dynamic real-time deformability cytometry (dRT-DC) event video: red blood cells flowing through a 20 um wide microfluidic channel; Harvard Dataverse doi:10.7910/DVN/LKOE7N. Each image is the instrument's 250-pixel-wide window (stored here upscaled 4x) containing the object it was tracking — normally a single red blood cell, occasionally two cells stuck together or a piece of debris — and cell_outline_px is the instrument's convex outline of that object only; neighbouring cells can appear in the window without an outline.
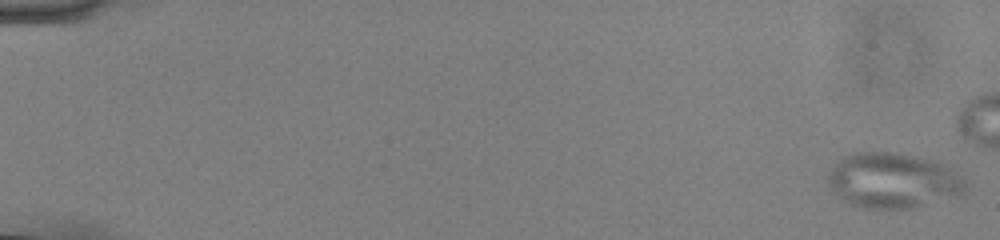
{"species": "common noctule bat (a hibernating species)", "species_latin": "Nyctalus noctula", "temperature_condition": "cold", "stored_images_in_passage": 47, "camera_frame_rate_fps": 3000, "um_per_image_px": 0.085, "animal": {"sex": "male", "body_mass_g": 13.0, "forearm_length_mm": 53.1}, "frame": {"image": 1, "passage_image": 1, "time_ms": 0.0, "image_size_px": [1000, 240], "cell_outline_px": [[968, 188], [964, 192], [956, 196], [912, 208], [864, 208], [852, 204], [844, 200], [828, 184], [828, 176], [832, 168], [844, 156], [856, 152], [896, 152], [916, 156], [948, 164], [964, 176]], "centroid_in_image_um": [75.99, 15.33], "position_along_channel_um": 9.0, "area_um2": 44.33}}